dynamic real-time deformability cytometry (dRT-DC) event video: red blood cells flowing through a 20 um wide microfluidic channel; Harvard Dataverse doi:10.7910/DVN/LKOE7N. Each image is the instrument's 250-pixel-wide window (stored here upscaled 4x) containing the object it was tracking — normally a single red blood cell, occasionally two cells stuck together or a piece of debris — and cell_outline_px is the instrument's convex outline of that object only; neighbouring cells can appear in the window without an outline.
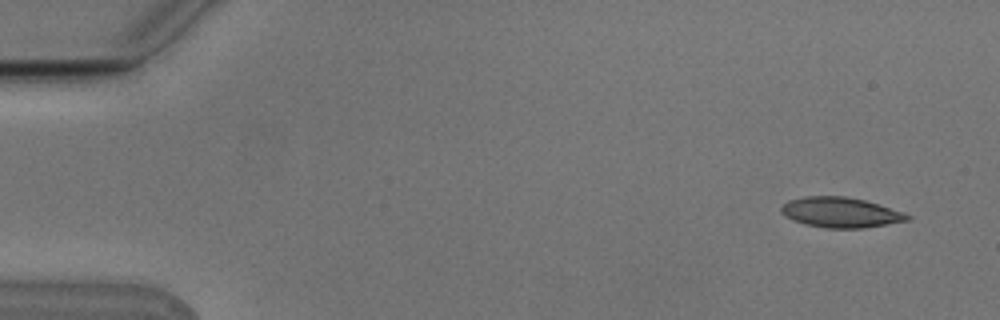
{"species": "Egyptian fruit bat (a non-hibernating species)", "species_latin": "Rousettus aegyptiacus", "temperature_condition": "cold", "stored_images_in_passage": 5, "segment_of_instrument_passage": [1, 2], "camera_frame_rate_fps": 3000, "um_per_image_px": 0.085, "animal": {"sex": "male"}, "frame": {"image": 1, "passage_image": 1, "time_ms": 0.0, "image_size_px": [1000, 320], "cell_outline_px": [[912, 216], [908, 220], [864, 228], [828, 228], [804, 224], [792, 220], [784, 216], [780, 212], [780, 208], [788, 200], [804, 196], [844, 196], [864, 200], [904, 212]], "centroid_in_image_um": [71.41, 18.05], "position_along_channel_um": 13.6, "area_um2": 22.2}}